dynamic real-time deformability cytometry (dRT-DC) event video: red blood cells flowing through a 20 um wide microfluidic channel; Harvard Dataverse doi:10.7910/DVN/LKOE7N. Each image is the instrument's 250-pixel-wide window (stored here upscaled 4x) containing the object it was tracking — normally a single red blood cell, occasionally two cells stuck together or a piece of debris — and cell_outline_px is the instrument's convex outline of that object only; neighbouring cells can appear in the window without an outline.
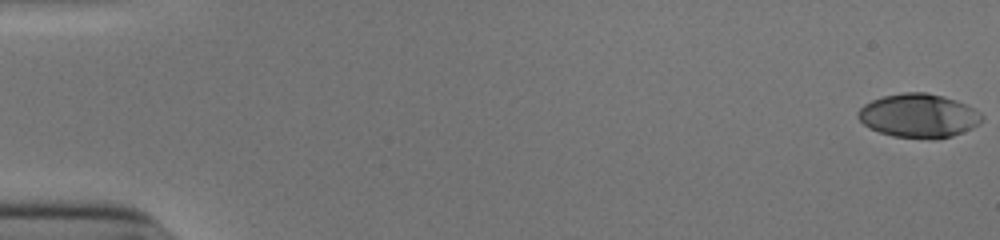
{"species": "human", "species_latin": "Homo sapiens", "temperature_condition": "cold", "stored_images_in_passage": 54, "camera_frame_rate_fps": 3000, "um_per_image_px": 0.085, "donor": {"sex": "male"}, "frame": {"image": 1, "passage_image": 1, "time_ms": 0.0, "image_size_px": [1000, 240], "cell_outline_px": [[984, 120], [980, 124], [972, 128], [952, 136], [936, 140], [928, 140], [892, 136], [868, 128], [856, 116], [856, 112], [864, 104], [872, 100], [884, 96], [904, 92], [928, 92], [944, 96], [956, 100], [980, 112], [984, 116]], "centroid_in_image_um": [78.09, 9.85], "position_along_channel_um": 6.9, "area_um2": 32.08}}
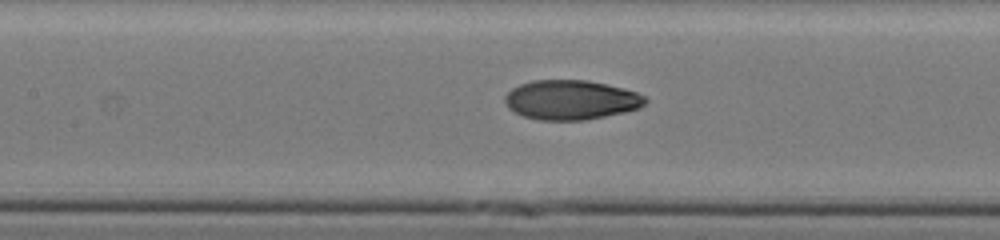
{"frame": {"image": 2, "passage_image": 26, "time_ms": 8.333, "image_size_px": [1000, 240], "cell_outline_px": [[648, 100], [640, 108], [624, 112], [584, 120], [540, 120], [524, 116], [508, 108], [504, 100], [504, 96], [512, 88], [520, 84], [532, 80], [588, 80], [624, 88], [636, 92], [644, 96]], "centroid_in_image_um": [48.53, 8.48], "position_along_channel_um": 158.9, "area_um2": 32.31}}
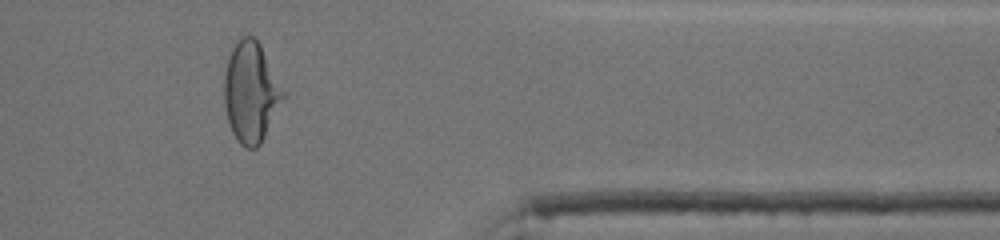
{"frame": {"image": 3, "passage_image": 45, "time_ms": 14.667, "image_size_px": [1000, 240], "cell_outline_px": [[288, 92], [260, 144], [256, 148], [244, 148], [236, 140], [232, 132], [228, 120], [224, 104], [224, 76], [228, 56], [236, 40], [240, 36], [252, 36], [260, 44]], "centroid_in_image_um": [21.35, 7.81], "position_along_channel_um": 390.0, "area_um2": 35.08}, "authors_computed_cell_mechanics": {"area_um2": 32.1079, "velocity_mm_per_s": 3.9183, "shape_relaxation_time_tau1_ms": 5.7868, "shape_relaxation_time_tau2_ms": 1.1448, "deformation_change_tau1": 0.2324, "deformation_change_tau2": 0.0541}}